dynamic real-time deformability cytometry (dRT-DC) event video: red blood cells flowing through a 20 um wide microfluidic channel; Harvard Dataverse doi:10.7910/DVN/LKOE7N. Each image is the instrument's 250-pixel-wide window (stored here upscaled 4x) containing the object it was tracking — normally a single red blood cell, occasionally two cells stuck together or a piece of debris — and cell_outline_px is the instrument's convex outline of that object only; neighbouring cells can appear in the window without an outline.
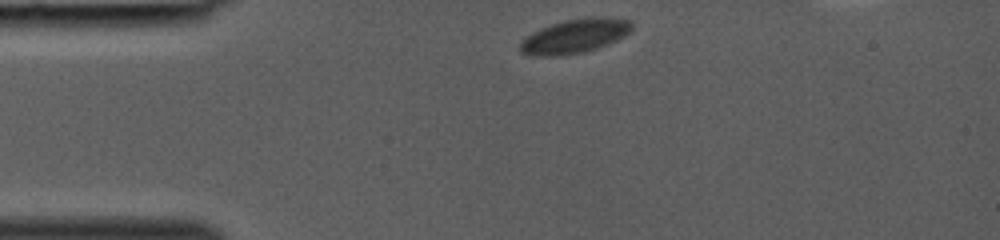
{"species": "common noctule bat (a hibernating species)", "species_latin": "Nyctalus noctula", "temperature_condition": "room temperature", "stored_images_in_passage": 32, "camera_frame_rate_fps": 3000, "um_per_image_px": 0.085, "animal": {"sex": "female", "body_mass_g": 19.0, "forearm_length_mm": 53.3}, "frame": {"image": 1, "passage_image": 1, "time_ms": 0.0, "image_size_px": [1000, 240], "cell_outline_px": [[632, 28], [624, 36], [616, 40], [596, 48], [584, 52], [560, 56], [536, 56], [520, 52], [520, 40], [532, 32], [540, 28], [552, 24], [568, 20], [588, 16], [600, 16], [632, 20]], "centroid_in_image_um": [48.84, 3.06], "position_along_channel_um": 36.2, "area_um2": 22.25}}
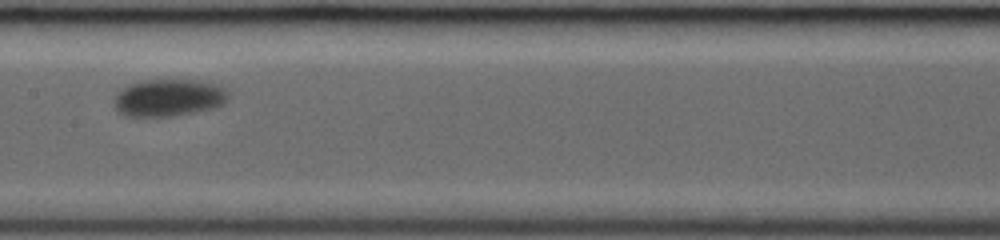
{"frame": {"image": 2, "passage_image": 14, "time_ms": 4.333, "image_size_px": [1000, 240], "cell_outline_px": [[228, 96], [224, 104], [212, 108], [172, 116], [124, 116], [116, 112], [112, 104], [112, 100], [124, 88], [132, 84], [144, 80], [196, 80], [212, 84], [224, 88]], "centroid_in_image_um": [14.27, 8.32], "position_along_channel_um": 193.1, "area_um2": 24.51}}
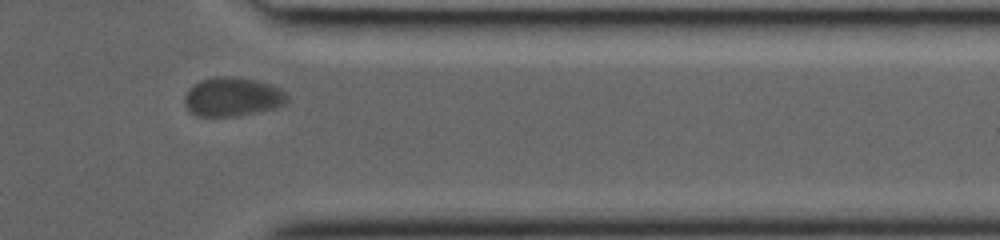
{"frame": {"image": 3, "passage_image": 27, "time_ms": 8.667, "image_size_px": [1000, 240], "cell_outline_px": [[288, 100], [284, 104], [276, 108], [260, 112], [236, 116], [196, 116], [184, 104], [184, 96], [188, 88], [192, 84], [200, 80], [216, 76], [228, 76], [252, 80], [272, 84], [280, 88], [288, 96]], "centroid_in_image_um": [19.75, 8.23], "position_along_channel_um": 391.7, "area_um2": 23.47}}